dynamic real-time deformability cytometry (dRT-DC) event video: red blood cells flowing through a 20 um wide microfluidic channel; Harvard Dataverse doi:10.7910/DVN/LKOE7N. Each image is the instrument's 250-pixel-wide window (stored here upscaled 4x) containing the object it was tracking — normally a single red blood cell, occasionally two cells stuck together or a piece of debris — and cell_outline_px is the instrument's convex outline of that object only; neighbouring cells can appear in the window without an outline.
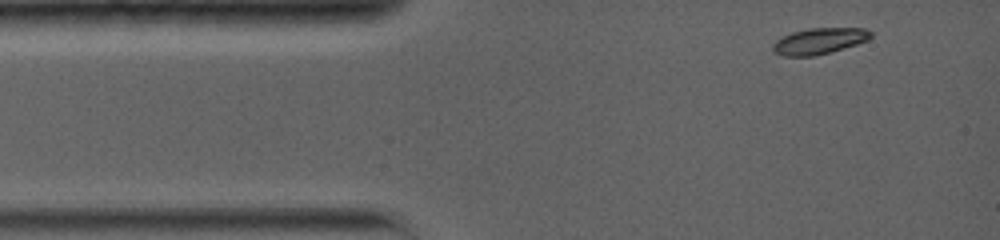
{"species": "common noctule bat (a hibernating species)", "species_latin": "Nyctalus noctula", "temperature_condition": "warm", "stored_images_in_passage": 42, "camera_frame_rate_fps": 5000, "um_per_image_px": 0.085, "animal": {"sex": "female", "body_mass_g": 19.0, "forearm_length_mm": 56.7}, "frame": {"image": 1, "passage_image": 1, "time_ms": 0.0, "image_size_px": [1000, 240], "cell_outline_px": [[872, 36], [868, 40], [832, 52], [812, 56], [784, 56], [772, 52], [772, 44], [776, 40], [792, 32], [808, 28], [864, 28], [872, 32]], "centroid_in_image_um": [69.62, 3.49], "position_along_channel_um": 15.4, "area_um2": 14.97}}
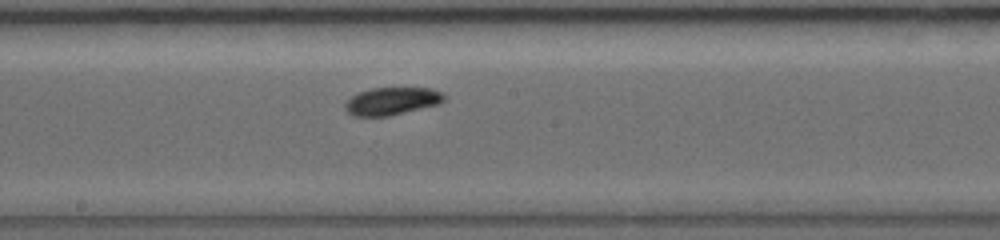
{"frame": {"image": 2, "passage_image": 24, "time_ms": 6.6, "image_size_px": [1000, 240], "cell_outline_px": [[444, 100], [440, 104], [388, 116], [352, 116], [344, 108], [344, 104], [352, 96], [360, 92], [372, 88], [432, 88], [440, 92], [444, 96]], "centroid_in_image_um": [33.3, 8.6], "position_along_channel_um": 214.9, "area_um2": 15.84}}
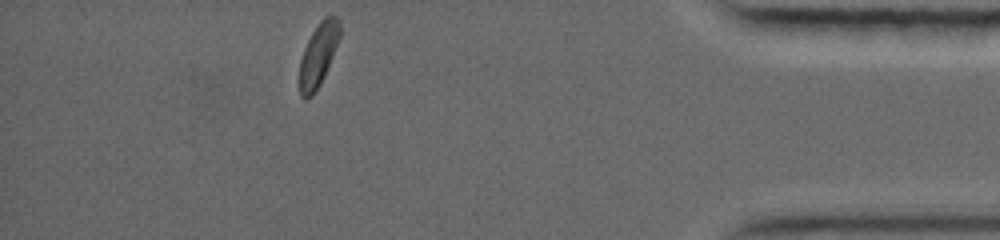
{"frame": {"image": 3, "passage_image": 42, "time_ms": 13.0, "image_size_px": [1000, 240], "cell_outline_px": [[340, 36], [324, 76], [320, 84], [312, 96], [304, 100], [300, 96], [300, 60], [304, 48], [312, 32], [320, 20], [324, 16], [336, 16], [340, 20]], "centroid_in_image_um": [27.05, 4.65], "position_along_channel_um": 408.1, "area_um2": 14.68}, "authors_computed_cell_mechanics": {"area_um2": 15.8083, "velocity_mm_per_s": 3.7615, "shape_relaxation_time_tau1_ms": 2.4032, "shape_relaxation_time_tau2_ms": 9.1319, "deformation_change_tau1": 0.0938, "deformation_change_tau2": 0.0748}}